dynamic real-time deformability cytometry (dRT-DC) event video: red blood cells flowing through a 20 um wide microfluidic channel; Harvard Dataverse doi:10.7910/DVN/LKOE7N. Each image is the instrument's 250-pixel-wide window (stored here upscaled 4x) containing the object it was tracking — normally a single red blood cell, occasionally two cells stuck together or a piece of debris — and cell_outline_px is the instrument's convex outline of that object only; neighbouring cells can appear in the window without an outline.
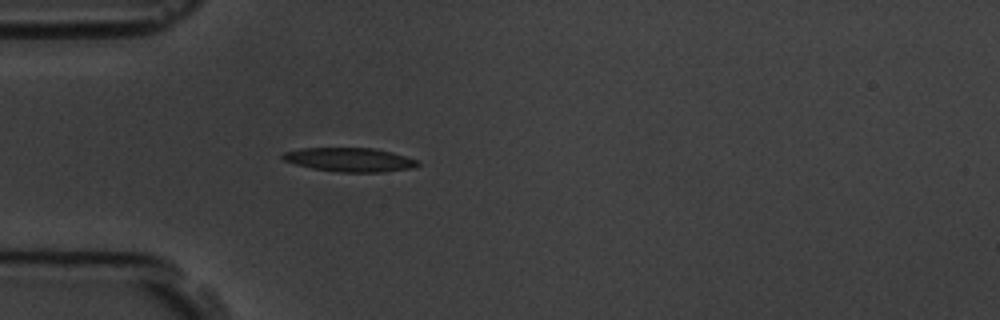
{"species": "common noctule bat (a hibernating species)", "species_latin": "Nyctalus noctula", "temperature_condition": "room temperature", "stored_images_in_passage": 2, "camera_frame_rate_fps": 3000, "um_per_image_px": 0.085, "animal": {"sex": "male", "body_mass_g": 19.5, "forearm_length_mm": 54.6}, "frame": {"image": 1, "passage_image": 2, "time_ms": 2.0, "image_size_px": [1000, 320], "cell_outline_px": [[420, 164], [412, 168], [380, 172], [340, 172], [312, 168], [296, 164], [284, 160], [280, 156], [284, 152], [300, 148], [376, 148], [392, 152], [416, 160]], "centroid_in_image_um": [29.7, 13.57], "position_along_channel_um": 55.3, "area_um2": 18.67}}